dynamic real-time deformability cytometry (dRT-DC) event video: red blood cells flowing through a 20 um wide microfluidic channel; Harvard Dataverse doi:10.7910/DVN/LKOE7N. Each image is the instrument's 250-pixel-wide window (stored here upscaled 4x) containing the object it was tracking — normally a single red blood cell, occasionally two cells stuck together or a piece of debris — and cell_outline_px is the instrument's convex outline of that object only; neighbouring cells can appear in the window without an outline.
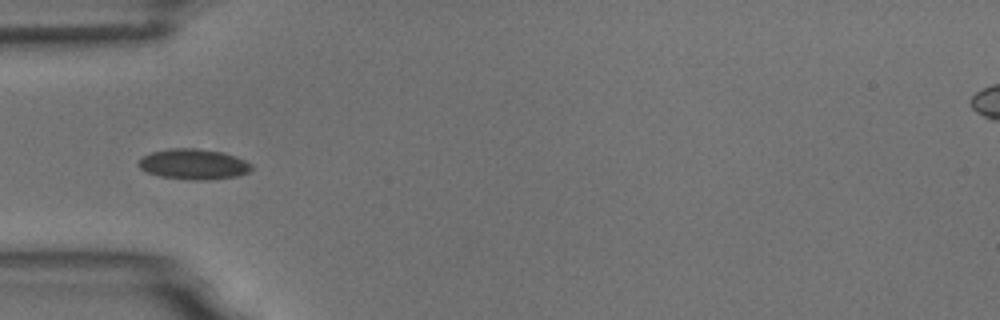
{"species": "common noctule bat (a hibernating species)", "species_latin": "Nyctalus noctula", "temperature_condition": "room temperature", "stored_images_in_passage": 6, "camera_frame_rate_fps": 3000, "um_per_image_px": 0.085, "animal": {"sex": "male", "body_mass_g": 18.8}, "frame": {"image": 1, "passage_image": 1, "time_ms": 0.0, "image_size_px": [1000, 320], "cell_outline_px": [[252, 168], [248, 172], [236, 176], [208, 180], [188, 180], [160, 176], [148, 172], [140, 168], [136, 164], [144, 156], [152, 152], [172, 148], [196, 148], [224, 152], [236, 156], [252, 164]], "centroid_in_image_um": [16.47, 13.95], "position_along_channel_um": 68.5, "area_um2": 20.06}}
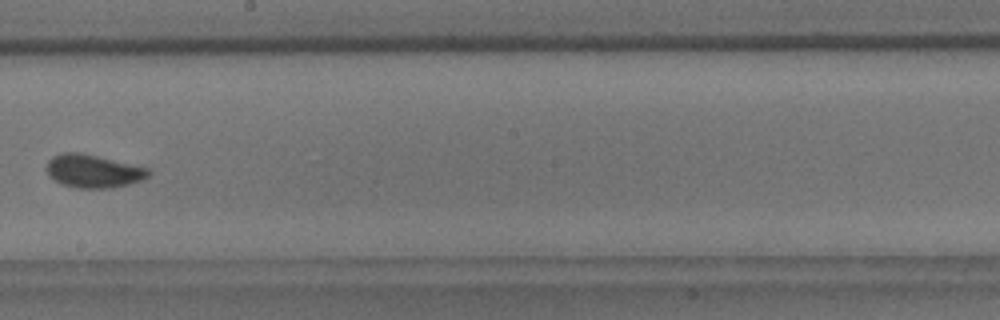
{"frame": {"image": 2, "passage_image": 5, "time_ms": 4.667, "image_size_px": [1000, 320], "cell_outline_px": [[152, 172], [144, 180], [112, 188], [76, 188], [64, 184], [56, 180], [48, 172], [48, 160], [52, 156], [64, 152], [80, 152], [148, 168]], "centroid_in_image_um": [7.97, 14.54], "position_along_channel_um": 240.2, "area_um2": 19.42}}
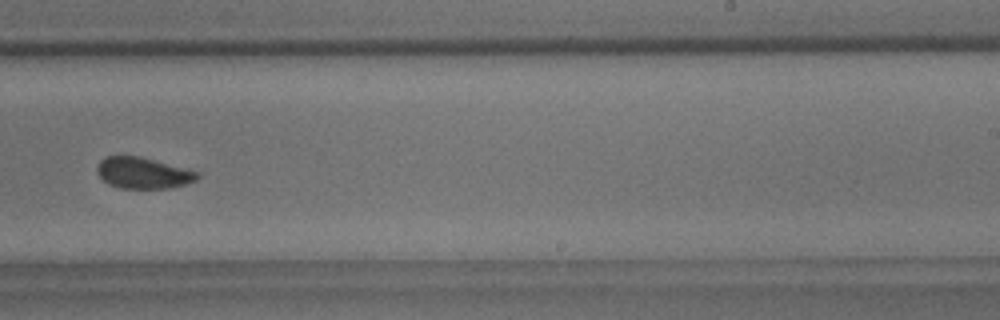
{"frame": {"image": 3, "passage_image": 6, "time_ms": 5.667, "image_size_px": [1000, 320], "cell_outline_px": [[200, 176], [196, 180], [172, 188], [120, 188], [108, 184], [96, 172], [96, 168], [100, 160], [104, 156], [140, 156], [200, 172]], "centroid_in_image_um": [12.15, 14.7], "position_along_channel_um": 276.8, "area_um2": 18.26}}